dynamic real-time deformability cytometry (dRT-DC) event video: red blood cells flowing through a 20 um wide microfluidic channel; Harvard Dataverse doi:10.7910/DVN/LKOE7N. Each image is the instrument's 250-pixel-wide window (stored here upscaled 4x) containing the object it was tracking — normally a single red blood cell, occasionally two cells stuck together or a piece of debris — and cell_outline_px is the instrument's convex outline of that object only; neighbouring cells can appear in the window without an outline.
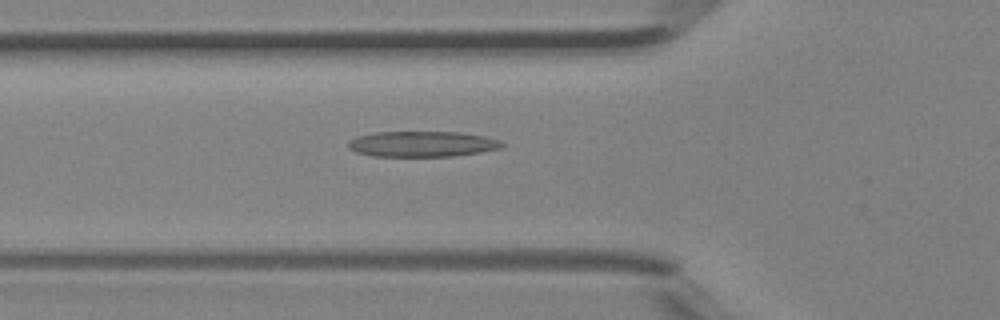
{"species": "Egyptian fruit bat (a non-hibernating species)", "species_latin": "Rousettus aegyptiacus", "temperature_condition": "room temperature", "stored_images_in_passage": 26, "camera_frame_rate_fps": 3000, "um_per_image_px": 0.085, "animal": {"sex": "female"}, "frame": {"image": 1, "passage_image": 3, "time_ms": 0.667, "image_size_px": [1000, 320], "cell_outline_px": [[504, 144], [500, 148], [480, 152], [456, 156], [372, 156], [356, 152], [348, 148], [348, 140], [356, 136], [376, 132], [456, 132], [484, 136], [500, 140]], "centroid_in_image_um": [35.85, 12.24], "position_along_channel_um": 90.0, "area_um2": 22.95}}
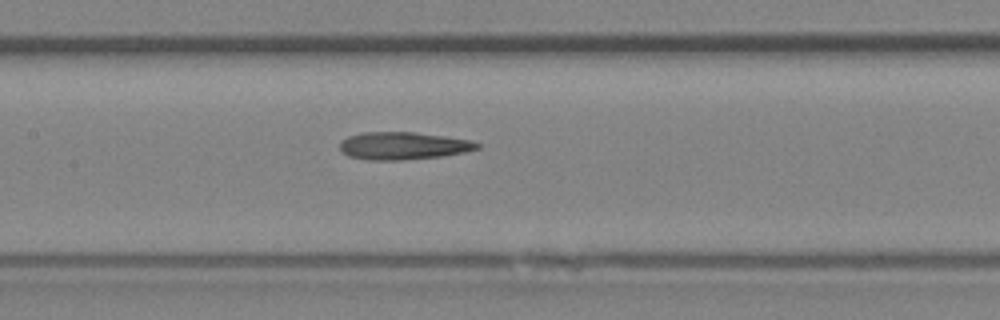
{"frame": {"image": 2, "passage_image": 8, "time_ms": 2.333, "image_size_px": [1000, 320], "cell_outline_px": [[480, 148], [464, 152], [444, 156], [404, 160], [364, 160], [348, 156], [340, 152], [340, 140], [348, 136], [364, 132], [412, 132], [472, 140], [480, 144]], "centroid_in_image_um": [34.23, 12.4], "position_along_channel_um": 173.2, "area_um2": 22.25}}
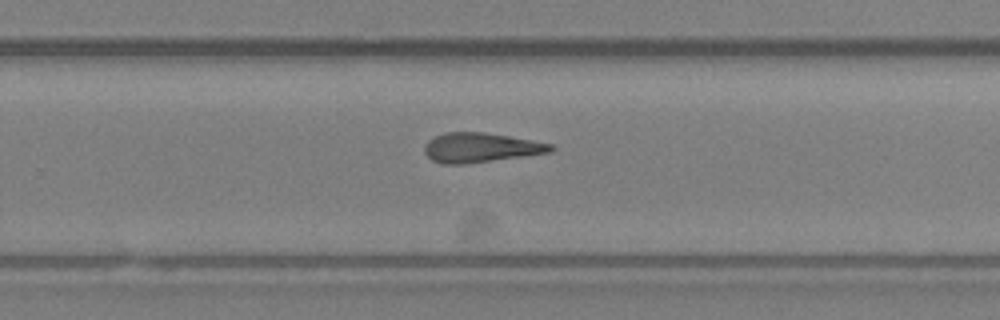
{"frame": {"image": 3, "passage_image": 15, "time_ms": 4.667, "image_size_px": [1000, 320], "cell_outline_px": [[556, 148], [552, 152], [524, 156], [464, 164], [444, 164], [432, 160], [424, 152], [424, 148], [428, 140], [444, 132], [484, 132], [508, 136], [552, 144]], "centroid_in_image_um": [40.85, 12.55], "position_along_channel_um": 288.9, "area_um2": 21.62}}